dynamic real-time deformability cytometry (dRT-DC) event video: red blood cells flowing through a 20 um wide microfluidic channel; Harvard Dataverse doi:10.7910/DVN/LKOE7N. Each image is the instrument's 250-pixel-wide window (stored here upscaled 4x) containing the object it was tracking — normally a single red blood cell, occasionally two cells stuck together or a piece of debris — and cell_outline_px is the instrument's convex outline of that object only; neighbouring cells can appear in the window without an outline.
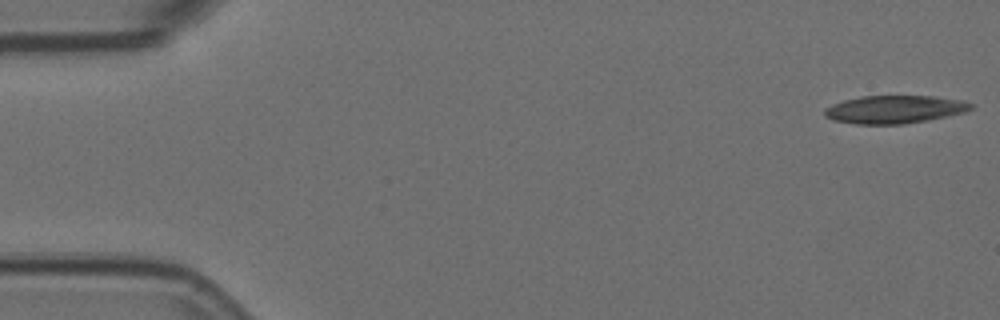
{"species": "Egyptian fruit bat (a non-hibernating species)", "species_latin": "Rousettus aegyptiacus", "temperature_condition": "room temperature", "stored_images_in_passage": 5, "camera_frame_rate_fps": 3000, "um_per_image_px": 0.085, "animal": {"sex": "female"}, "frame": {"image": 1, "passage_image": 1, "time_ms": 0.0, "image_size_px": [1000, 320], "cell_outline_px": [[972, 108], [964, 112], [928, 120], [904, 124], [856, 124], [832, 120], [824, 116], [824, 108], [832, 104], [844, 100], [860, 96], [936, 96], [960, 100], [972, 104]], "centroid_in_image_um": [75.98, 9.3], "position_along_channel_um": 9.0, "area_um2": 23.81}}
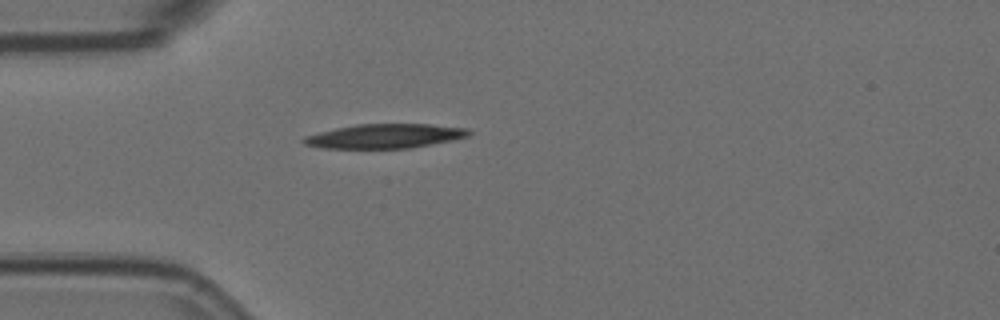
{"frame": {"image": 2, "passage_image": 5, "time_ms": 1.333, "image_size_px": [1000, 320], "cell_outline_px": [[472, 132], [468, 136], [452, 140], [412, 148], [324, 148], [304, 144], [300, 140], [304, 136], [336, 128], [356, 124], [428, 124], [468, 128]], "centroid_in_image_um": [32.72, 11.57], "position_along_channel_um": 52.3, "area_um2": 23.35}}